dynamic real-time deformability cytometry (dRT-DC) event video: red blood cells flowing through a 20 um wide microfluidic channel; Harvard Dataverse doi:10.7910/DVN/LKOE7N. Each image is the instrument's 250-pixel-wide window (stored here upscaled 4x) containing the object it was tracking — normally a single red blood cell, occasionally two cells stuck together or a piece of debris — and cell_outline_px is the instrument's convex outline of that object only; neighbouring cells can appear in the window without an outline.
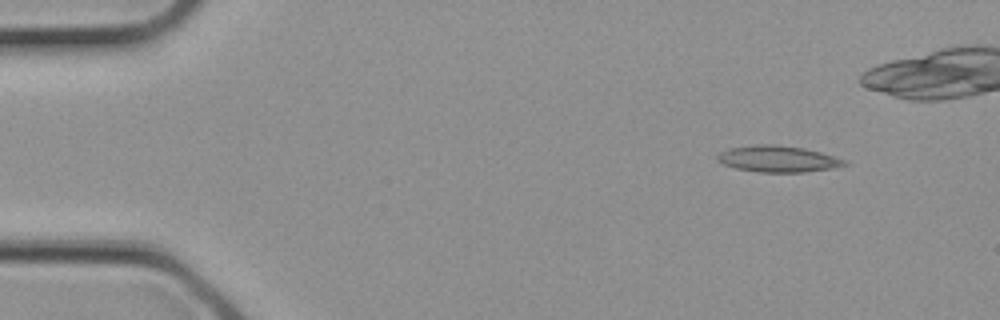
{"species": "common noctule bat (a hibernating species)", "species_latin": "Nyctalus noctula", "temperature_condition": "cold", "stored_images_in_passage": 3, "segment_of_instrument_passage": [2, 2], "camera_frame_rate_fps": 3000, "um_per_image_px": 0.085, "animal": {"sex": "female", "body_mass_g": 21.9}, "frame": {"image": 1, "passage_image": 3, "time_ms": 0.667, "image_size_px": [1000, 320], "cell_outline_px": [[848, 164], [832, 168], [804, 172], [760, 172], [736, 168], [724, 164], [716, 160], [716, 156], [720, 152], [728, 148], [756, 144], [776, 144], [804, 148], [820, 152], [844, 160]], "centroid_in_image_um": [66.07, 13.5], "position_along_channel_um": 18.9, "area_um2": 19.42}}